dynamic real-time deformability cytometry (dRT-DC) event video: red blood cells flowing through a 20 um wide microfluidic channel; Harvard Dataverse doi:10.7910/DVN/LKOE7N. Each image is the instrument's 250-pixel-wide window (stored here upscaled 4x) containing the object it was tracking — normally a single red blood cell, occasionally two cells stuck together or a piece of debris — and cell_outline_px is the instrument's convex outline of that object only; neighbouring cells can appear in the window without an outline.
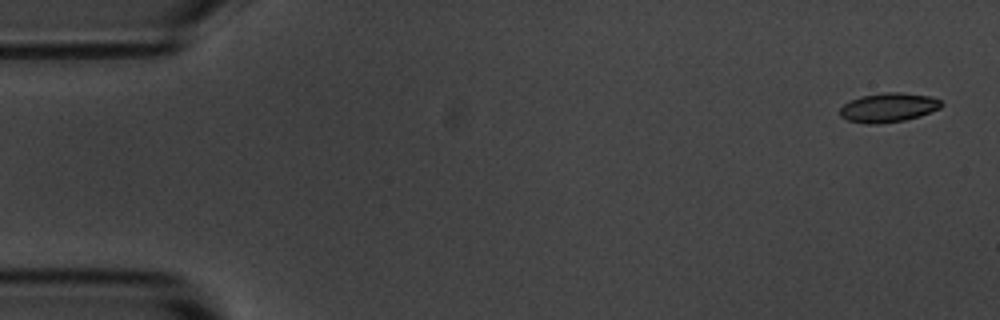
{"species": "common noctule bat (a hibernating species)", "species_latin": "Nyctalus noctula", "temperature_condition": "room temperature", "stored_images_in_passage": 5, "camera_frame_rate_fps": 3000, "um_per_image_px": 0.085, "animal": {"sex": "male", "body_mass_g": 20.1, "forearm_length_mm": 53.5}, "frame": {"image": 1, "passage_image": 1, "time_ms": 0.0, "image_size_px": [1000, 320], "cell_outline_px": [[944, 104], [940, 108], [920, 116], [904, 120], [876, 124], [868, 124], [848, 120], [840, 116], [840, 108], [844, 104], [860, 96], [884, 92], [900, 92], [928, 96], [940, 100]], "centroid_in_image_um": [75.51, 9.14], "position_along_channel_um": 9.5, "area_um2": 17.17}}
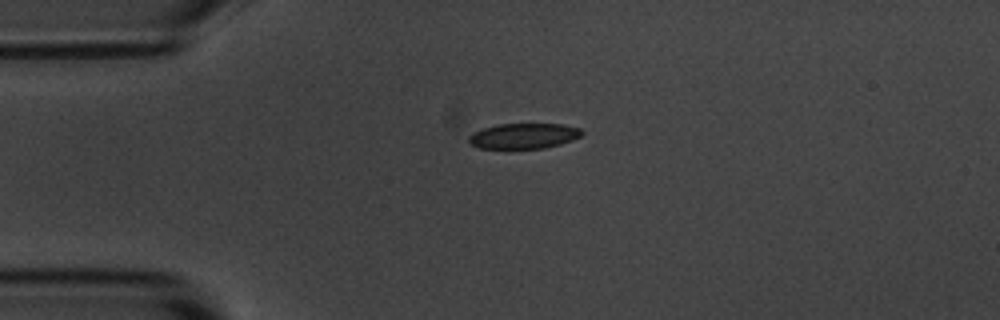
{"frame": {"image": 2, "passage_image": 4, "time_ms": 3.667, "image_size_px": [1000, 320], "cell_outline_px": [[584, 132], [580, 136], [572, 140], [560, 144], [544, 148], [480, 148], [468, 144], [468, 136], [472, 132], [484, 128], [500, 124], [560, 124], [580, 128]], "centroid_in_image_um": [44.49, 11.55], "position_along_channel_um": 40.5, "area_um2": 16.7}}